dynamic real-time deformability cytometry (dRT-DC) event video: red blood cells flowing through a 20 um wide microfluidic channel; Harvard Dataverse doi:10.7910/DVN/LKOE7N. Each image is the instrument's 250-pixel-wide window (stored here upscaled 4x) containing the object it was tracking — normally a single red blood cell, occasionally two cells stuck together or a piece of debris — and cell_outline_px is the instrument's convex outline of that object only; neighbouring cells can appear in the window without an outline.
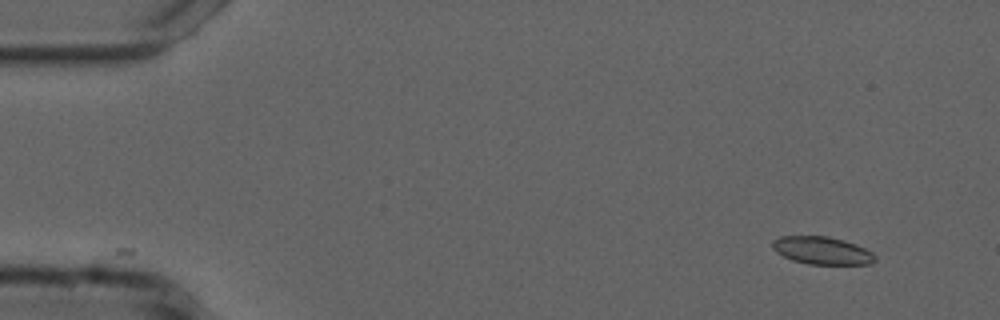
{"species": "common noctule bat (a hibernating species)", "species_latin": "Nyctalus noctula", "temperature_condition": "cold", "stored_images_in_passage": 2, "camera_frame_rate_fps": 3000, "um_per_image_px": 0.085, "animal": {"sex": "male", "forearm_length_mm": 52.5}, "frame": {"image": 1, "passage_image": 1, "time_ms": 0.0, "image_size_px": [1000, 320], "cell_outline_px": [[876, 260], [872, 264], [808, 264], [792, 260], [776, 252], [772, 248], [772, 240], [780, 236], [828, 236], [844, 240], [856, 244], [872, 252], [876, 256]], "centroid_in_image_um": [69.87, 21.29], "position_along_channel_um": 15.1, "area_um2": 16.65}}